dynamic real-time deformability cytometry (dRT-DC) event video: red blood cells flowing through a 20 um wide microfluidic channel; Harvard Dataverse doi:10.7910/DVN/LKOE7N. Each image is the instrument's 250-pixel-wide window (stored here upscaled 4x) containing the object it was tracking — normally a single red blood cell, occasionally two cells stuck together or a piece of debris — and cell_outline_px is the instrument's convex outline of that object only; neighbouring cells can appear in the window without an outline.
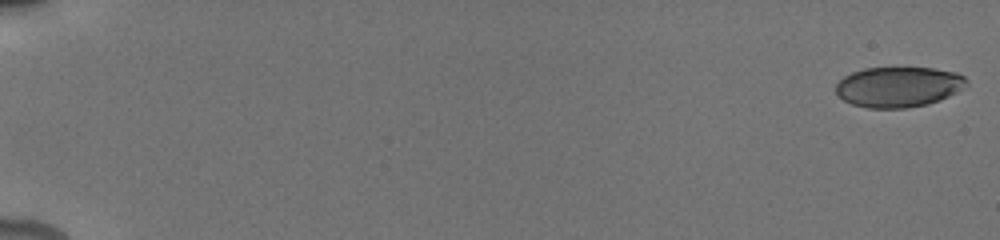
{"species": "human", "species_latin": "Homo sapiens", "temperature_condition": "cold", "stored_images_in_passage": 41, "camera_frame_rate_fps": 3000, "um_per_image_px": 0.085, "donor": {"sex": "male"}, "frame": {"image": 1, "passage_image": 1, "time_ms": 0.0, "image_size_px": [1000, 240], "cell_outline_px": [[968, 88], [940, 100], [928, 104], [908, 108], [868, 108], [852, 104], [836, 96], [836, 84], [844, 76], [852, 72], [864, 68], [932, 68], [956, 72], [964, 76], [968, 80]], "centroid_in_image_um": [76.41, 7.39], "position_along_channel_um": 8.6, "area_um2": 31.15}}
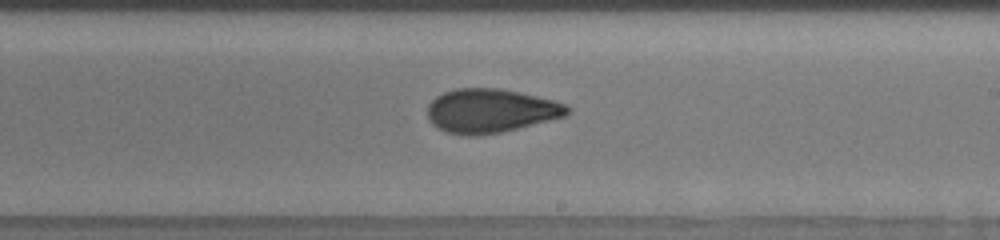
{"frame": {"image": 2, "passage_image": 23, "time_ms": 11.333, "image_size_px": [1000, 240], "cell_outline_px": [[572, 108], [564, 116], [500, 132], [476, 136], [468, 136], [448, 132], [436, 128], [428, 120], [428, 104], [436, 96], [444, 92], [456, 88], [500, 88], [520, 92], [556, 100], [568, 104]], "centroid_in_image_um": [41.69, 9.4], "position_along_channel_um": 247.3, "area_um2": 35.84}}
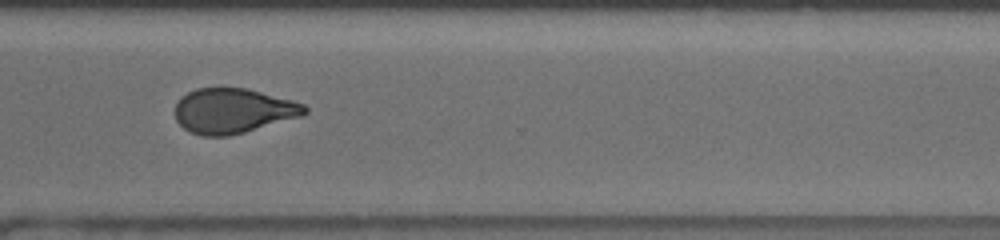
{"frame": {"image": 3, "passage_image": 31, "time_ms": 14.0, "image_size_px": [1000, 240], "cell_outline_px": [[308, 112], [300, 116], [244, 132], [228, 136], [200, 136], [184, 128], [176, 120], [176, 104], [180, 96], [196, 88], [248, 88], [292, 100], [304, 104], [308, 108]], "centroid_in_image_um": [19.8, 9.41], "position_along_channel_um": 350.8, "area_um2": 33.81}, "authors_computed_cell_mechanics": {"area_um2": 34.2754, "velocity_mm_per_s": 3.8782, "shape_relaxation_time_tau1_ms": 4.67, "shape_relaxation_time_tau2_ms": 1.6276, "deformation_change_tau1": 0.1466, "deformation_change_tau2": 0.0719}}